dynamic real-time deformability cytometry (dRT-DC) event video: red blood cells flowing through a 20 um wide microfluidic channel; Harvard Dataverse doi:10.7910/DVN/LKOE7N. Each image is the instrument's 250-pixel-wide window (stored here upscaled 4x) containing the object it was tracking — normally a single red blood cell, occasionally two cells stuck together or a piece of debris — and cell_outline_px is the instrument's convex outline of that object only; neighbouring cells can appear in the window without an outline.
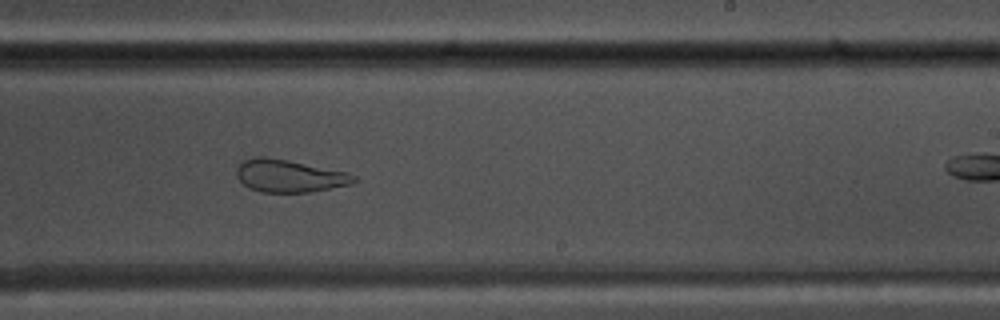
{"species": "common noctule bat (a hibernating species)", "species_latin": "Nyctalus noctula", "temperature_condition": "warm", "stored_images_in_passage": 39, "camera_frame_rate_fps": 3000, "um_per_image_px": 0.085, "animal": {"sex": "male", "body_mass_g": 17.5, "forearm_length_mm": 52.3}, "frame": {"image": 1, "passage_image": 28, "time_ms": 9.0, "image_size_px": [1000, 320], "cell_outline_px": [[360, 180], [352, 184], [308, 192], [260, 192], [248, 188], [236, 176], [236, 168], [244, 160], [256, 156], [264, 156], [288, 160], [348, 172], [356, 176]], "centroid_in_image_um": [24.6, 14.95], "position_along_channel_um": 264.4, "area_um2": 22.37}}